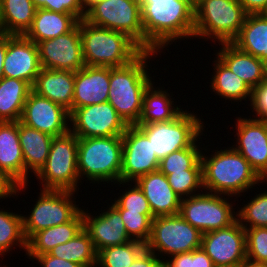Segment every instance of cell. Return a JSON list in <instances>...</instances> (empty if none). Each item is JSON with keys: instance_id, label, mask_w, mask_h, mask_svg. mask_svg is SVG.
<instances>
[{"instance_id": "6da1fadb", "label": "cell", "mask_w": 267, "mask_h": 267, "mask_svg": "<svg viewBox=\"0 0 267 267\" xmlns=\"http://www.w3.org/2000/svg\"><path fill=\"white\" fill-rule=\"evenodd\" d=\"M144 51L162 52L175 40L194 36V0L139 1Z\"/></svg>"}, {"instance_id": "7a4b0ae2", "label": "cell", "mask_w": 267, "mask_h": 267, "mask_svg": "<svg viewBox=\"0 0 267 267\" xmlns=\"http://www.w3.org/2000/svg\"><path fill=\"white\" fill-rule=\"evenodd\" d=\"M212 156V157H211ZM210 157L201 153L203 189L232 197L265 182L236 150H215ZM206 189V190H205Z\"/></svg>"}, {"instance_id": "3957f363", "label": "cell", "mask_w": 267, "mask_h": 267, "mask_svg": "<svg viewBox=\"0 0 267 267\" xmlns=\"http://www.w3.org/2000/svg\"><path fill=\"white\" fill-rule=\"evenodd\" d=\"M158 52L143 51L131 63L110 67L108 102L127 125H135L142 110L143 94L152 83L147 61Z\"/></svg>"}, {"instance_id": "277c9868", "label": "cell", "mask_w": 267, "mask_h": 267, "mask_svg": "<svg viewBox=\"0 0 267 267\" xmlns=\"http://www.w3.org/2000/svg\"><path fill=\"white\" fill-rule=\"evenodd\" d=\"M83 59L86 66L121 67L144 50L128 35L80 20Z\"/></svg>"}, {"instance_id": "5b68a950", "label": "cell", "mask_w": 267, "mask_h": 267, "mask_svg": "<svg viewBox=\"0 0 267 267\" xmlns=\"http://www.w3.org/2000/svg\"><path fill=\"white\" fill-rule=\"evenodd\" d=\"M247 15L239 0H196L193 37L211 38L219 45L231 43L239 35Z\"/></svg>"}, {"instance_id": "8992f818", "label": "cell", "mask_w": 267, "mask_h": 267, "mask_svg": "<svg viewBox=\"0 0 267 267\" xmlns=\"http://www.w3.org/2000/svg\"><path fill=\"white\" fill-rule=\"evenodd\" d=\"M122 136L78 138L79 177L98 184L120 182Z\"/></svg>"}, {"instance_id": "52a82bcc", "label": "cell", "mask_w": 267, "mask_h": 267, "mask_svg": "<svg viewBox=\"0 0 267 267\" xmlns=\"http://www.w3.org/2000/svg\"><path fill=\"white\" fill-rule=\"evenodd\" d=\"M78 137L70 130L52 139L45 165L35 175L41 190L77 192L80 181L77 163Z\"/></svg>"}, {"instance_id": "ba28073f", "label": "cell", "mask_w": 267, "mask_h": 267, "mask_svg": "<svg viewBox=\"0 0 267 267\" xmlns=\"http://www.w3.org/2000/svg\"><path fill=\"white\" fill-rule=\"evenodd\" d=\"M135 126L148 137L159 160L174 151L193 146L205 127L197 114L186 110L173 120Z\"/></svg>"}, {"instance_id": "9c48e42d", "label": "cell", "mask_w": 267, "mask_h": 267, "mask_svg": "<svg viewBox=\"0 0 267 267\" xmlns=\"http://www.w3.org/2000/svg\"><path fill=\"white\" fill-rule=\"evenodd\" d=\"M88 23L128 35L144 50V31L139 0H98L86 8Z\"/></svg>"}, {"instance_id": "30bf717a", "label": "cell", "mask_w": 267, "mask_h": 267, "mask_svg": "<svg viewBox=\"0 0 267 267\" xmlns=\"http://www.w3.org/2000/svg\"><path fill=\"white\" fill-rule=\"evenodd\" d=\"M202 233L179 214L157 216L151 223V234L145 244L147 250L172 256L201 248ZM164 253V254H163Z\"/></svg>"}, {"instance_id": "8fae6325", "label": "cell", "mask_w": 267, "mask_h": 267, "mask_svg": "<svg viewBox=\"0 0 267 267\" xmlns=\"http://www.w3.org/2000/svg\"><path fill=\"white\" fill-rule=\"evenodd\" d=\"M200 191L181 200L179 215L184 220L202 234L226 228L237 220L232 204L222 194Z\"/></svg>"}, {"instance_id": "7c38bea8", "label": "cell", "mask_w": 267, "mask_h": 267, "mask_svg": "<svg viewBox=\"0 0 267 267\" xmlns=\"http://www.w3.org/2000/svg\"><path fill=\"white\" fill-rule=\"evenodd\" d=\"M74 194V191L41 190L31 214L23 215L25 239L40 230L70 221L81 210L72 200Z\"/></svg>"}, {"instance_id": "4fadbf2b", "label": "cell", "mask_w": 267, "mask_h": 267, "mask_svg": "<svg viewBox=\"0 0 267 267\" xmlns=\"http://www.w3.org/2000/svg\"><path fill=\"white\" fill-rule=\"evenodd\" d=\"M69 121L78 138L122 136L128 127L109 102L76 108Z\"/></svg>"}, {"instance_id": "5bb4252c", "label": "cell", "mask_w": 267, "mask_h": 267, "mask_svg": "<svg viewBox=\"0 0 267 267\" xmlns=\"http://www.w3.org/2000/svg\"><path fill=\"white\" fill-rule=\"evenodd\" d=\"M120 184L135 182L139 177L157 171L160 160L148 137L135 125H128L122 135ZM127 182V183H126Z\"/></svg>"}, {"instance_id": "9a60e30c", "label": "cell", "mask_w": 267, "mask_h": 267, "mask_svg": "<svg viewBox=\"0 0 267 267\" xmlns=\"http://www.w3.org/2000/svg\"><path fill=\"white\" fill-rule=\"evenodd\" d=\"M37 45L42 68L76 72L85 66L80 21L70 32Z\"/></svg>"}, {"instance_id": "2e32d148", "label": "cell", "mask_w": 267, "mask_h": 267, "mask_svg": "<svg viewBox=\"0 0 267 267\" xmlns=\"http://www.w3.org/2000/svg\"><path fill=\"white\" fill-rule=\"evenodd\" d=\"M201 247L214 265L239 266L246 259L245 228L236 220L226 228L204 233Z\"/></svg>"}, {"instance_id": "e0dca14e", "label": "cell", "mask_w": 267, "mask_h": 267, "mask_svg": "<svg viewBox=\"0 0 267 267\" xmlns=\"http://www.w3.org/2000/svg\"><path fill=\"white\" fill-rule=\"evenodd\" d=\"M69 111L48 98L30 92L23 107L20 122L53 137L70 130Z\"/></svg>"}, {"instance_id": "ac0fdd59", "label": "cell", "mask_w": 267, "mask_h": 267, "mask_svg": "<svg viewBox=\"0 0 267 267\" xmlns=\"http://www.w3.org/2000/svg\"><path fill=\"white\" fill-rule=\"evenodd\" d=\"M236 147L238 151L267 182V121L237 117Z\"/></svg>"}, {"instance_id": "d6986e66", "label": "cell", "mask_w": 267, "mask_h": 267, "mask_svg": "<svg viewBox=\"0 0 267 267\" xmlns=\"http://www.w3.org/2000/svg\"><path fill=\"white\" fill-rule=\"evenodd\" d=\"M41 69L38 45L24 35L7 34L3 76L24 80L33 87Z\"/></svg>"}, {"instance_id": "ffe728a7", "label": "cell", "mask_w": 267, "mask_h": 267, "mask_svg": "<svg viewBox=\"0 0 267 267\" xmlns=\"http://www.w3.org/2000/svg\"><path fill=\"white\" fill-rule=\"evenodd\" d=\"M108 208L95 217L82 210L83 229L89 234L96 252L131 241L120 212L113 205Z\"/></svg>"}, {"instance_id": "44dd1931", "label": "cell", "mask_w": 267, "mask_h": 267, "mask_svg": "<svg viewBox=\"0 0 267 267\" xmlns=\"http://www.w3.org/2000/svg\"><path fill=\"white\" fill-rule=\"evenodd\" d=\"M110 67L84 66L75 72L72 111L108 102Z\"/></svg>"}, {"instance_id": "7402d4cb", "label": "cell", "mask_w": 267, "mask_h": 267, "mask_svg": "<svg viewBox=\"0 0 267 267\" xmlns=\"http://www.w3.org/2000/svg\"><path fill=\"white\" fill-rule=\"evenodd\" d=\"M133 183L144 193L154 217L179 214L182 198L171 188L165 174L157 170Z\"/></svg>"}, {"instance_id": "603a6c76", "label": "cell", "mask_w": 267, "mask_h": 267, "mask_svg": "<svg viewBox=\"0 0 267 267\" xmlns=\"http://www.w3.org/2000/svg\"><path fill=\"white\" fill-rule=\"evenodd\" d=\"M0 171L16 186L25 185V165L18 121L0 122Z\"/></svg>"}, {"instance_id": "cb8c5ba5", "label": "cell", "mask_w": 267, "mask_h": 267, "mask_svg": "<svg viewBox=\"0 0 267 267\" xmlns=\"http://www.w3.org/2000/svg\"><path fill=\"white\" fill-rule=\"evenodd\" d=\"M75 72L42 68L32 87L38 95L48 98L72 112Z\"/></svg>"}, {"instance_id": "d4e9b609", "label": "cell", "mask_w": 267, "mask_h": 267, "mask_svg": "<svg viewBox=\"0 0 267 267\" xmlns=\"http://www.w3.org/2000/svg\"><path fill=\"white\" fill-rule=\"evenodd\" d=\"M220 44L222 48L215 53L216 56L252 90L267 80V69L263 60L239 50L232 43Z\"/></svg>"}, {"instance_id": "484cf974", "label": "cell", "mask_w": 267, "mask_h": 267, "mask_svg": "<svg viewBox=\"0 0 267 267\" xmlns=\"http://www.w3.org/2000/svg\"><path fill=\"white\" fill-rule=\"evenodd\" d=\"M18 135L25 165V185L28 174L35 175L45 165L50 152L53 136L26 126L18 121Z\"/></svg>"}, {"instance_id": "4316f807", "label": "cell", "mask_w": 267, "mask_h": 267, "mask_svg": "<svg viewBox=\"0 0 267 267\" xmlns=\"http://www.w3.org/2000/svg\"><path fill=\"white\" fill-rule=\"evenodd\" d=\"M83 229L82 209L68 222L45 228L27 240L26 254L38 256L49 253L54 247L73 239Z\"/></svg>"}, {"instance_id": "83f0119b", "label": "cell", "mask_w": 267, "mask_h": 267, "mask_svg": "<svg viewBox=\"0 0 267 267\" xmlns=\"http://www.w3.org/2000/svg\"><path fill=\"white\" fill-rule=\"evenodd\" d=\"M78 22L79 20L72 14L37 8L31 27L24 36L38 44L70 32Z\"/></svg>"}, {"instance_id": "f1b7e54d", "label": "cell", "mask_w": 267, "mask_h": 267, "mask_svg": "<svg viewBox=\"0 0 267 267\" xmlns=\"http://www.w3.org/2000/svg\"><path fill=\"white\" fill-rule=\"evenodd\" d=\"M168 91L160 87L155 89L152 82L143 94L142 110L138 122L135 125L152 124L175 119L183 109L178 105L174 107Z\"/></svg>"}, {"instance_id": "f546056e", "label": "cell", "mask_w": 267, "mask_h": 267, "mask_svg": "<svg viewBox=\"0 0 267 267\" xmlns=\"http://www.w3.org/2000/svg\"><path fill=\"white\" fill-rule=\"evenodd\" d=\"M231 43L264 61L267 58V19L262 14H248L239 35Z\"/></svg>"}, {"instance_id": "4dcf8cb0", "label": "cell", "mask_w": 267, "mask_h": 267, "mask_svg": "<svg viewBox=\"0 0 267 267\" xmlns=\"http://www.w3.org/2000/svg\"><path fill=\"white\" fill-rule=\"evenodd\" d=\"M0 33L24 35L31 27L36 7L32 0H0Z\"/></svg>"}, {"instance_id": "1f68e13d", "label": "cell", "mask_w": 267, "mask_h": 267, "mask_svg": "<svg viewBox=\"0 0 267 267\" xmlns=\"http://www.w3.org/2000/svg\"><path fill=\"white\" fill-rule=\"evenodd\" d=\"M32 86L15 78L0 79V122L19 121Z\"/></svg>"}, {"instance_id": "d6a6232c", "label": "cell", "mask_w": 267, "mask_h": 267, "mask_svg": "<svg viewBox=\"0 0 267 267\" xmlns=\"http://www.w3.org/2000/svg\"><path fill=\"white\" fill-rule=\"evenodd\" d=\"M214 61V76L211 89L225 100L242 101L247 97L252 100V89L237 75L234 74L218 57Z\"/></svg>"}, {"instance_id": "836d02e7", "label": "cell", "mask_w": 267, "mask_h": 267, "mask_svg": "<svg viewBox=\"0 0 267 267\" xmlns=\"http://www.w3.org/2000/svg\"><path fill=\"white\" fill-rule=\"evenodd\" d=\"M83 267H97V252L89 234L82 229L73 239L57 245L48 253Z\"/></svg>"}, {"instance_id": "e575fe53", "label": "cell", "mask_w": 267, "mask_h": 267, "mask_svg": "<svg viewBox=\"0 0 267 267\" xmlns=\"http://www.w3.org/2000/svg\"><path fill=\"white\" fill-rule=\"evenodd\" d=\"M27 250V240L23 232V216L0 210V256L11 251L13 246ZM12 247V248H11Z\"/></svg>"}, {"instance_id": "d590c367", "label": "cell", "mask_w": 267, "mask_h": 267, "mask_svg": "<svg viewBox=\"0 0 267 267\" xmlns=\"http://www.w3.org/2000/svg\"><path fill=\"white\" fill-rule=\"evenodd\" d=\"M145 248V244L135 240L103 248L97 252V265L100 267H130L134 259Z\"/></svg>"}, {"instance_id": "8d00e7d4", "label": "cell", "mask_w": 267, "mask_h": 267, "mask_svg": "<svg viewBox=\"0 0 267 267\" xmlns=\"http://www.w3.org/2000/svg\"><path fill=\"white\" fill-rule=\"evenodd\" d=\"M199 146L196 142L193 146L170 153L160 160L158 170L166 176L183 170H202Z\"/></svg>"}, {"instance_id": "74e56055", "label": "cell", "mask_w": 267, "mask_h": 267, "mask_svg": "<svg viewBox=\"0 0 267 267\" xmlns=\"http://www.w3.org/2000/svg\"><path fill=\"white\" fill-rule=\"evenodd\" d=\"M236 213L237 221L244 228L267 227V192L254 196Z\"/></svg>"}, {"instance_id": "f35d334b", "label": "cell", "mask_w": 267, "mask_h": 267, "mask_svg": "<svg viewBox=\"0 0 267 267\" xmlns=\"http://www.w3.org/2000/svg\"><path fill=\"white\" fill-rule=\"evenodd\" d=\"M117 210L120 212L129 238L146 244L151 234L152 220L155 218L153 214L128 212L126 209Z\"/></svg>"}, {"instance_id": "ab89813d", "label": "cell", "mask_w": 267, "mask_h": 267, "mask_svg": "<svg viewBox=\"0 0 267 267\" xmlns=\"http://www.w3.org/2000/svg\"><path fill=\"white\" fill-rule=\"evenodd\" d=\"M169 185L180 198H188L199 194L198 189H203L202 170H183L167 175Z\"/></svg>"}, {"instance_id": "60d3db41", "label": "cell", "mask_w": 267, "mask_h": 267, "mask_svg": "<svg viewBox=\"0 0 267 267\" xmlns=\"http://www.w3.org/2000/svg\"><path fill=\"white\" fill-rule=\"evenodd\" d=\"M246 258L267 263V227L245 228Z\"/></svg>"}, {"instance_id": "b9f144b4", "label": "cell", "mask_w": 267, "mask_h": 267, "mask_svg": "<svg viewBox=\"0 0 267 267\" xmlns=\"http://www.w3.org/2000/svg\"><path fill=\"white\" fill-rule=\"evenodd\" d=\"M127 191H125L112 205L116 209H126L128 212H139L140 214H152L149 202L147 201L144 193L135 183L130 185Z\"/></svg>"}, {"instance_id": "7bdbcfd3", "label": "cell", "mask_w": 267, "mask_h": 267, "mask_svg": "<svg viewBox=\"0 0 267 267\" xmlns=\"http://www.w3.org/2000/svg\"><path fill=\"white\" fill-rule=\"evenodd\" d=\"M46 10L72 14L79 21L84 19L86 14L83 0H50V3H46Z\"/></svg>"}, {"instance_id": "ee69618b", "label": "cell", "mask_w": 267, "mask_h": 267, "mask_svg": "<svg viewBox=\"0 0 267 267\" xmlns=\"http://www.w3.org/2000/svg\"><path fill=\"white\" fill-rule=\"evenodd\" d=\"M250 106L255 119L267 121V80L253 89Z\"/></svg>"}, {"instance_id": "f6af8a7d", "label": "cell", "mask_w": 267, "mask_h": 267, "mask_svg": "<svg viewBox=\"0 0 267 267\" xmlns=\"http://www.w3.org/2000/svg\"><path fill=\"white\" fill-rule=\"evenodd\" d=\"M146 248L134 259L130 267H164V260Z\"/></svg>"}, {"instance_id": "bcb514c9", "label": "cell", "mask_w": 267, "mask_h": 267, "mask_svg": "<svg viewBox=\"0 0 267 267\" xmlns=\"http://www.w3.org/2000/svg\"><path fill=\"white\" fill-rule=\"evenodd\" d=\"M28 257L30 259L31 258L36 259L43 267H83L82 265L78 263L69 262L62 258L54 257L48 253L38 255V256H28Z\"/></svg>"}, {"instance_id": "7dc6e473", "label": "cell", "mask_w": 267, "mask_h": 267, "mask_svg": "<svg viewBox=\"0 0 267 267\" xmlns=\"http://www.w3.org/2000/svg\"><path fill=\"white\" fill-rule=\"evenodd\" d=\"M27 185H15L8 177H6L1 171H0V199L7 198V197H13L16 196L19 191L26 188Z\"/></svg>"}, {"instance_id": "c3c4849f", "label": "cell", "mask_w": 267, "mask_h": 267, "mask_svg": "<svg viewBox=\"0 0 267 267\" xmlns=\"http://www.w3.org/2000/svg\"><path fill=\"white\" fill-rule=\"evenodd\" d=\"M164 261V267H193V251L172 255Z\"/></svg>"}, {"instance_id": "681fc988", "label": "cell", "mask_w": 267, "mask_h": 267, "mask_svg": "<svg viewBox=\"0 0 267 267\" xmlns=\"http://www.w3.org/2000/svg\"><path fill=\"white\" fill-rule=\"evenodd\" d=\"M247 14H261L266 6L267 0H239Z\"/></svg>"}, {"instance_id": "f907efd6", "label": "cell", "mask_w": 267, "mask_h": 267, "mask_svg": "<svg viewBox=\"0 0 267 267\" xmlns=\"http://www.w3.org/2000/svg\"><path fill=\"white\" fill-rule=\"evenodd\" d=\"M193 267H214V263L202 247L193 250Z\"/></svg>"}, {"instance_id": "816d5d0a", "label": "cell", "mask_w": 267, "mask_h": 267, "mask_svg": "<svg viewBox=\"0 0 267 267\" xmlns=\"http://www.w3.org/2000/svg\"><path fill=\"white\" fill-rule=\"evenodd\" d=\"M7 51V34L0 33V79L3 78V62Z\"/></svg>"}, {"instance_id": "f5cc1de1", "label": "cell", "mask_w": 267, "mask_h": 267, "mask_svg": "<svg viewBox=\"0 0 267 267\" xmlns=\"http://www.w3.org/2000/svg\"><path fill=\"white\" fill-rule=\"evenodd\" d=\"M239 267H267V263H262V262H254L249 259H245Z\"/></svg>"}, {"instance_id": "db71d44e", "label": "cell", "mask_w": 267, "mask_h": 267, "mask_svg": "<svg viewBox=\"0 0 267 267\" xmlns=\"http://www.w3.org/2000/svg\"><path fill=\"white\" fill-rule=\"evenodd\" d=\"M36 8H42L46 10V3H50V0H32Z\"/></svg>"}, {"instance_id": "11a10c76", "label": "cell", "mask_w": 267, "mask_h": 267, "mask_svg": "<svg viewBox=\"0 0 267 267\" xmlns=\"http://www.w3.org/2000/svg\"><path fill=\"white\" fill-rule=\"evenodd\" d=\"M94 1H98V0H83L84 6L87 8Z\"/></svg>"}, {"instance_id": "9f6ffc18", "label": "cell", "mask_w": 267, "mask_h": 267, "mask_svg": "<svg viewBox=\"0 0 267 267\" xmlns=\"http://www.w3.org/2000/svg\"><path fill=\"white\" fill-rule=\"evenodd\" d=\"M214 267H239V266H232V265H214Z\"/></svg>"}, {"instance_id": "6f0895ef", "label": "cell", "mask_w": 267, "mask_h": 267, "mask_svg": "<svg viewBox=\"0 0 267 267\" xmlns=\"http://www.w3.org/2000/svg\"><path fill=\"white\" fill-rule=\"evenodd\" d=\"M261 14L267 19V6Z\"/></svg>"}, {"instance_id": "680465c9", "label": "cell", "mask_w": 267, "mask_h": 267, "mask_svg": "<svg viewBox=\"0 0 267 267\" xmlns=\"http://www.w3.org/2000/svg\"><path fill=\"white\" fill-rule=\"evenodd\" d=\"M139 1H173V0H139Z\"/></svg>"}, {"instance_id": "91938a15", "label": "cell", "mask_w": 267, "mask_h": 267, "mask_svg": "<svg viewBox=\"0 0 267 267\" xmlns=\"http://www.w3.org/2000/svg\"><path fill=\"white\" fill-rule=\"evenodd\" d=\"M264 63H265V67L267 69V58L264 60Z\"/></svg>"}]
</instances>
